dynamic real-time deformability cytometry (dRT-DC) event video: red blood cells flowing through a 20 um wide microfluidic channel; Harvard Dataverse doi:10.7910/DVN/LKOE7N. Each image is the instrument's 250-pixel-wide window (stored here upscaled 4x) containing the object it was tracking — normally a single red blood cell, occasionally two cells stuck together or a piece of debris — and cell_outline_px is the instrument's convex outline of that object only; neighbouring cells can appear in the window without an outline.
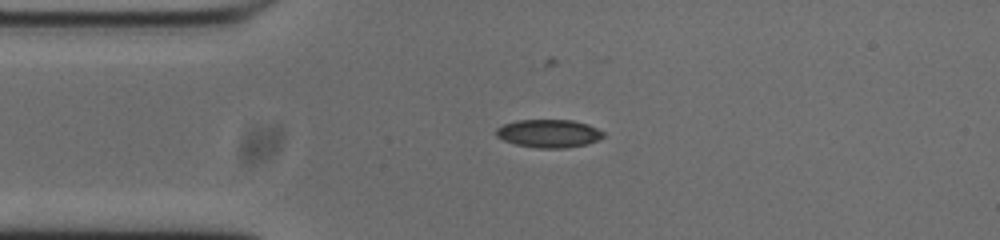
{"species": "common noctule bat (a hibernating species)", "species_latin": "Nyctalus noctula", "temperature_condition": "cold", "stored_images_in_passage": 43, "camera_frame_rate_fps": 3000, "um_per_image_px": 0.085, "animal": {"sex": "male", "body_mass_g": 20.0, "forearm_length_mm": 53.3}, "frame": {"image": 1, "passage_image": 1, "time_ms": 0.0, "image_size_px": [1000, 240], "cell_outline_px": [[604, 136], [588, 144], [564, 148], [540, 148], [516, 144], [504, 140], [496, 136], [496, 128], [504, 124], [520, 120], [572, 120], [588, 124], [604, 132]], "centroid_in_image_um": [46.66, 11.34], "position_along_channel_um": 38.3, "area_um2": 17.4}}
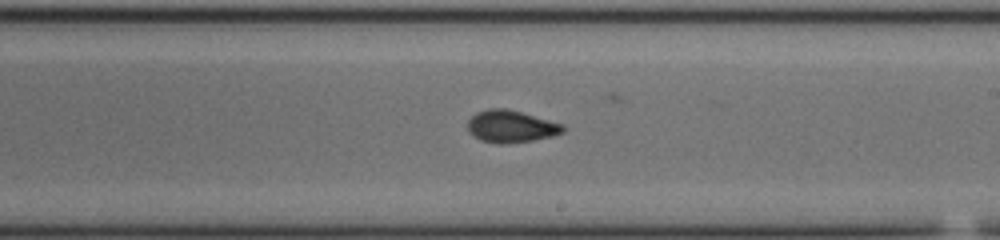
{"frame": {"image": 2, "passage_image": 19, "time_ms": 6.0, "image_size_px": [1000, 240], "cell_outline_px": [[564, 132], [552, 136], [532, 140], [508, 144], [496, 144], [480, 140], [468, 132], [468, 120], [476, 112], [488, 108], [504, 108], [520, 112], [564, 124]], "centroid_in_image_um": [43.41, 10.75], "position_along_channel_um": 245.6, "area_um2": 17.92}}
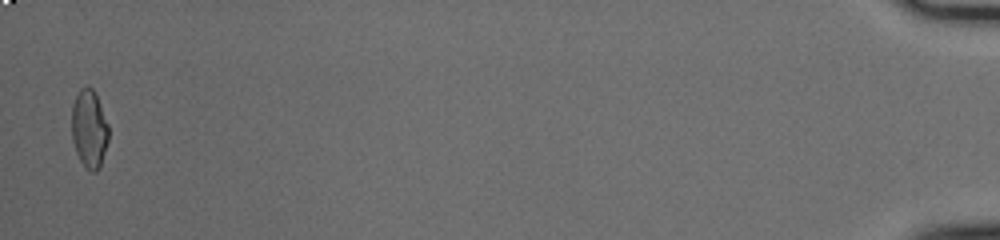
{"frame": {"image": 3, "passage_image": 42, "time_ms": 13.667, "image_size_px": [1000, 240], "cell_outline_px": [[108, 140], [100, 168], [96, 172], [92, 172], [80, 160], [76, 152], [72, 140], [72, 104], [80, 88], [88, 84], [92, 88], [96, 96], [108, 124]], "centroid_in_image_um": [7.58, 10.94], "position_along_channel_um": 427.6, "area_um2": 16.7}, "authors_computed_cell_mechanics": {"area_um2": 17.1088, "velocity_mm_per_s": 3.7598, "shape_relaxation_time_tau1_ms": 8.6019, "shape_relaxation_time_tau2_ms": 2.2684, "deformation_change_tau1": 0.1686, "deformation_change_tau2": 0.066}}